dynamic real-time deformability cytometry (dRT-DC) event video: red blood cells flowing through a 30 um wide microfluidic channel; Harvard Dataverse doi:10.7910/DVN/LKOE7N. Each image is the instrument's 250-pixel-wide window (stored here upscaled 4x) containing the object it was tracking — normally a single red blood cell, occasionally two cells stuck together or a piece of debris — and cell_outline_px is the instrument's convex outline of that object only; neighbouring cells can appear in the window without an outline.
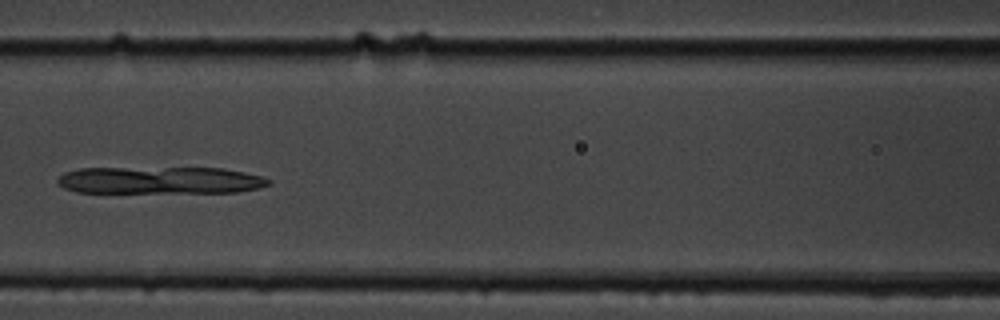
{"species": "common noctule bat (a hibernating species)", "species_latin": "Nyctalus noctula", "temperature_condition": "cold", "stored_images_in_passage": 9, "camera_frame_rate_fps": 3000, "um_per_image_px": 0.085, "animal": {"sex": "male", "body_mass_g": 19.5, "forearm_length_mm": 54.6}, "frame": {"image": 1, "passage_image": 6, "time_ms": 6.0, "image_size_px": [1000, 320], "cell_outline_px": [[272, 184], [260, 188], [236, 192], [76, 192], [64, 188], [56, 184], [56, 180], [64, 172], [80, 168], [224, 168], [244, 172], [260, 176], [272, 180]], "centroid_in_image_um": [13.6, 15.32], "position_along_channel_um": 153.0, "area_um2": 33.52}}